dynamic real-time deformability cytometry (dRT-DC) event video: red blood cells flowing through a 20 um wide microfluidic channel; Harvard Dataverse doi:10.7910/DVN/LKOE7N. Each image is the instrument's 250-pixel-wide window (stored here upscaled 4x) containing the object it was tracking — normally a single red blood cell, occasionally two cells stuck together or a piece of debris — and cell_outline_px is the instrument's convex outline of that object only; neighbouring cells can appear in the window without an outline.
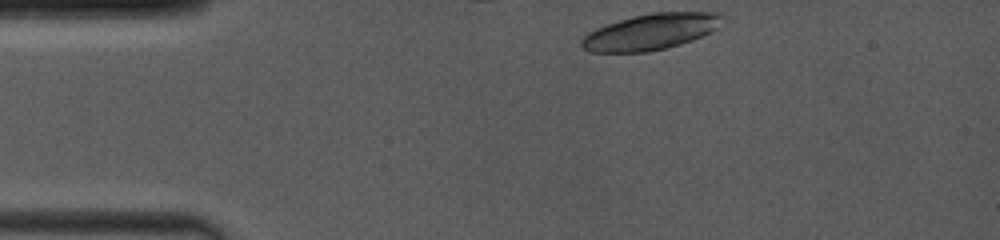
{"species": "common noctule bat (a hibernating species)", "species_latin": "Nyctalus noctula", "temperature_condition": "room temperature", "stored_images_in_passage": 4, "camera_frame_rate_fps": 4000, "um_per_image_px": 0.085, "animal": {"sex": "female", "body_mass_g": 19.0, "forearm_length_mm": 53.3}, "frame": {"image": 1, "passage_image": 1, "time_ms": 0.0, "image_size_px": [1000, 240], "cell_outline_px": [[724, 16], [716, 28], [692, 40], [680, 44], [648, 52], [588, 52], [580, 44], [580, 40], [588, 32], [596, 28], [620, 20], [652, 12], [720, 12]], "centroid_in_image_um": [55.28, 2.7], "position_along_channel_um": 29.7, "area_um2": 29.25}}